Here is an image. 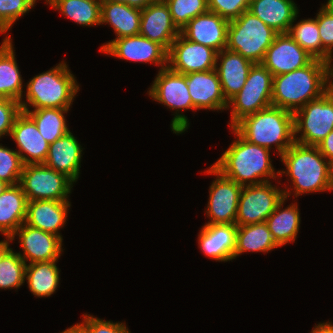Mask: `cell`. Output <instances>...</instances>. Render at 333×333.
<instances>
[{"instance_id":"cell-1","label":"cell","mask_w":333,"mask_h":333,"mask_svg":"<svg viewBox=\"0 0 333 333\" xmlns=\"http://www.w3.org/2000/svg\"><path fill=\"white\" fill-rule=\"evenodd\" d=\"M331 79L333 64L313 59L302 68L273 76L271 104L294 113L326 93L333 86Z\"/></svg>"},{"instance_id":"cell-2","label":"cell","mask_w":333,"mask_h":333,"mask_svg":"<svg viewBox=\"0 0 333 333\" xmlns=\"http://www.w3.org/2000/svg\"><path fill=\"white\" fill-rule=\"evenodd\" d=\"M232 132L237 140L232 142L212 166L241 186L270 182V178L276 180L279 170L276 173L272 166L270 149L249 143L233 128Z\"/></svg>"},{"instance_id":"cell-3","label":"cell","mask_w":333,"mask_h":333,"mask_svg":"<svg viewBox=\"0 0 333 333\" xmlns=\"http://www.w3.org/2000/svg\"><path fill=\"white\" fill-rule=\"evenodd\" d=\"M286 174L292 181L294 196L333 190V165L321 154L317 146L294 142L281 156Z\"/></svg>"},{"instance_id":"cell-4","label":"cell","mask_w":333,"mask_h":333,"mask_svg":"<svg viewBox=\"0 0 333 333\" xmlns=\"http://www.w3.org/2000/svg\"><path fill=\"white\" fill-rule=\"evenodd\" d=\"M232 128L251 144L270 150L274 144L278 156L295 142L293 112L280 107L270 106L245 116Z\"/></svg>"},{"instance_id":"cell-5","label":"cell","mask_w":333,"mask_h":333,"mask_svg":"<svg viewBox=\"0 0 333 333\" xmlns=\"http://www.w3.org/2000/svg\"><path fill=\"white\" fill-rule=\"evenodd\" d=\"M26 87V101H20L22 110H29L31 106L34 109H70L80 90L77 80L64 61L34 76Z\"/></svg>"},{"instance_id":"cell-6","label":"cell","mask_w":333,"mask_h":333,"mask_svg":"<svg viewBox=\"0 0 333 333\" xmlns=\"http://www.w3.org/2000/svg\"><path fill=\"white\" fill-rule=\"evenodd\" d=\"M277 34L250 11H245L229 21L226 49L239 53L254 64L261 63Z\"/></svg>"},{"instance_id":"cell-7","label":"cell","mask_w":333,"mask_h":333,"mask_svg":"<svg viewBox=\"0 0 333 333\" xmlns=\"http://www.w3.org/2000/svg\"><path fill=\"white\" fill-rule=\"evenodd\" d=\"M155 77L148 95L160 104L175 110L171 130L175 134L184 133L190 123L187 116L180 114V111L196 110L189 94L186 75L175 72L167 66L159 69Z\"/></svg>"},{"instance_id":"cell-8","label":"cell","mask_w":333,"mask_h":333,"mask_svg":"<svg viewBox=\"0 0 333 333\" xmlns=\"http://www.w3.org/2000/svg\"><path fill=\"white\" fill-rule=\"evenodd\" d=\"M293 115L295 142L317 146L333 130V86L321 97L296 110Z\"/></svg>"},{"instance_id":"cell-9","label":"cell","mask_w":333,"mask_h":333,"mask_svg":"<svg viewBox=\"0 0 333 333\" xmlns=\"http://www.w3.org/2000/svg\"><path fill=\"white\" fill-rule=\"evenodd\" d=\"M272 73L261 63L250 68L243 88L228 101L232 128L243 117L272 106Z\"/></svg>"},{"instance_id":"cell-10","label":"cell","mask_w":333,"mask_h":333,"mask_svg":"<svg viewBox=\"0 0 333 333\" xmlns=\"http://www.w3.org/2000/svg\"><path fill=\"white\" fill-rule=\"evenodd\" d=\"M279 189L271 182L243 186L235 224L245 226L266 222L277 205L291 195V188Z\"/></svg>"},{"instance_id":"cell-11","label":"cell","mask_w":333,"mask_h":333,"mask_svg":"<svg viewBox=\"0 0 333 333\" xmlns=\"http://www.w3.org/2000/svg\"><path fill=\"white\" fill-rule=\"evenodd\" d=\"M74 182L65 174L49 168L45 164L24 165L19 185L32 200L69 201Z\"/></svg>"},{"instance_id":"cell-12","label":"cell","mask_w":333,"mask_h":333,"mask_svg":"<svg viewBox=\"0 0 333 333\" xmlns=\"http://www.w3.org/2000/svg\"><path fill=\"white\" fill-rule=\"evenodd\" d=\"M204 173L216 176L209 188L205 212L210 220L206 224H235L243 186L223 176L212 165Z\"/></svg>"},{"instance_id":"cell-13","label":"cell","mask_w":333,"mask_h":333,"mask_svg":"<svg viewBox=\"0 0 333 333\" xmlns=\"http://www.w3.org/2000/svg\"><path fill=\"white\" fill-rule=\"evenodd\" d=\"M217 51L186 39L181 33L168 51V67L181 74L215 69Z\"/></svg>"},{"instance_id":"cell-14","label":"cell","mask_w":333,"mask_h":333,"mask_svg":"<svg viewBox=\"0 0 333 333\" xmlns=\"http://www.w3.org/2000/svg\"><path fill=\"white\" fill-rule=\"evenodd\" d=\"M100 51L122 60L154 63L161 66L160 69L168 65V51L141 35L113 39L103 44Z\"/></svg>"},{"instance_id":"cell-15","label":"cell","mask_w":333,"mask_h":333,"mask_svg":"<svg viewBox=\"0 0 333 333\" xmlns=\"http://www.w3.org/2000/svg\"><path fill=\"white\" fill-rule=\"evenodd\" d=\"M19 239L23 254L18 255L29 264L43 261L58 260L61 256L62 240L59 236L45 232L23 223L12 235L11 240Z\"/></svg>"},{"instance_id":"cell-16","label":"cell","mask_w":333,"mask_h":333,"mask_svg":"<svg viewBox=\"0 0 333 333\" xmlns=\"http://www.w3.org/2000/svg\"><path fill=\"white\" fill-rule=\"evenodd\" d=\"M313 59L288 33H280L268 47L261 64L276 76L302 68Z\"/></svg>"},{"instance_id":"cell-17","label":"cell","mask_w":333,"mask_h":333,"mask_svg":"<svg viewBox=\"0 0 333 333\" xmlns=\"http://www.w3.org/2000/svg\"><path fill=\"white\" fill-rule=\"evenodd\" d=\"M10 137L15 141L24 165L44 164L49 143L42 137L34 120L24 111L16 118ZM24 153V154H23Z\"/></svg>"},{"instance_id":"cell-18","label":"cell","mask_w":333,"mask_h":333,"mask_svg":"<svg viewBox=\"0 0 333 333\" xmlns=\"http://www.w3.org/2000/svg\"><path fill=\"white\" fill-rule=\"evenodd\" d=\"M179 34L180 30L173 23L170 10L164 0L152 2L141 10L139 35L162 45L169 51Z\"/></svg>"},{"instance_id":"cell-19","label":"cell","mask_w":333,"mask_h":333,"mask_svg":"<svg viewBox=\"0 0 333 333\" xmlns=\"http://www.w3.org/2000/svg\"><path fill=\"white\" fill-rule=\"evenodd\" d=\"M228 25L229 20L208 11L191 19L180 33L192 42L220 52L226 49Z\"/></svg>"},{"instance_id":"cell-20","label":"cell","mask_w":333,"mask_h":333,"mask_svg":"<svg viewBox=\"0 0 333 333\" xmlns=\"http://www.w3.org/2000/svg\"><path fill=\"white\" fill-rule=\"evenodd\" d=\"M186 75L187 87L196 110H225L228 101L225 99L221 82L215 69L193 72Z\"/></svg>"},{"instance_id":"cell-21","label":"cell","mask_w":333,"mask_h":333,"mask_svg":"<svg viewBox=\"0 0 333 333\" xmlns=\"http://www.w3.org/2000/svg\"><path fill=\"white\" fill-rule=\"evenodd\" d=\"M236 232V224H204L198 235V247L212 260L231 261L234 259Z\"/></svg>"},{"instance_id":"cell-22","label":"cell","mask_w":333,"mask_h":333,"mask_svg":"<svg viewBox=\"0 0 333 333\" xmlns=\"http://www.w3.org/2000/svg\"><path fill=\"white\" fill-rule=\"evenodd\" d=\"M83 148L70 131L49 144L44 164L57 172L65 174L76 183L81 168Z\"/></svg>"},{"instance_id":"cell-23","label":"cell","mask_w":333,"mask_h":333,"mask_svg":"<svg viewBox=\"0 0 333 333\" xmlns=\"http://www.w3.org/2000/svg\"><path fill=\"white\" fill-rule=\"evenodd\" d=\"M219 59L220 63H216L215 70L221 82L223 95L229 101L243 88L254 63L228 49L217 53V62Z\"/></svg>"},{"instance_id":"cell-24","label":"cell","mask_w":333,"mask_h":333,"mask_svg":"<svg viewBox=\"0 0 333 333\" xmlns=\"http://www.w3.org/2000/svg\"><path fill=\"white\" fill-rule=\"evenodd\" d=\"M69 201L32 200L28 201L25 224L52 233L62 239L58 232L68 217Z\"/></svg>"},{"instance_id":"cell-25","label":"cell","mask_w":333,"mask_h":333,"mask_svg":"<svg viewBox=\"0 0 333 333\" xmlns=\"http://www.w3.org/2000/svg\"><path fill=\"white\" fill-rule=\"evenodd\" d=\"M248 11L278 34L288 33L299 14L293 0H251Z\"/></svg>"},{"instance_id":"cell-26","label":"cell","mask_w":333,"mask_h":333,"mask_svg":"<svg viewBox=\"0 0 333 333\" xmlns=\"http://www.w3.org/2000/svg\"><path fill=\"white\" fill-rule=\"evenodd\" d=\"M27 196L22 187L10 185L0 196V232L11 238L15 231L25 223Z\"/></svg>"},{"instance_id":"cell-27","label":"cell","mask_w":333,"mask_h":333,"mask_svg":"<svg viewBox=\"0 0 333 333\" xmlns=\"http://www.w3.org/2000/svg\"><path fill=\"white\" fill-rule=\"evenodd\" d=\"M10 35L3 39L0 46V98L23 99V80L19 71Z\"/></svg>"},{"instance_id":"cell-28","label":"cell","mask_w":333,"mask_h":333,"mask_svg":"<svg viewBox=\"0 0 333 333\" xmlns=\"http://www.w3.org/2000/svg\"><path fill=\"white\" fill-rule=\"evenodd\" d=\"M113 27L116 38L139 35L141 10L124 3L101 2V25Z\"/></svg>"},{"instance_id":"cell-29","label":"cell","mask_w":333,"mask_h":333,"mask_svg":"<svg viewBox=\"0 0 333 333\" xmlns=\"http://www.w3.org/2000/svg\"><path fill=\"white\" fill-rule=\"evenodd\" d=\"M284 198L266 220L273 240L281 247L289 242H295L300 228V211L297 203H292L283 208Z\"/></svg>"},{"instance_id":"cell-30","label":"cell","mask_w":333,"mask_h":333,"mask_svg":"<svg viewBox=\"0 0 333 333\" xmlns=\"http://www.w3.org/2000/svg\"><path fill=\"white\" fill-rule=\"evenodd\" d=\"M57 261L26 264L25 281L28 280V288L35 297H49L56 292L60 282Z\"/></svg>"},{"instance_id":"cell-31","label":"cell","mask_w":333,"mask_h":333,"mask_svg":"<svg viewBox=\"0 0 333 333\" xmlns=\"http://www.w3.org/2000/svg\"><path fill=\"white\" fill-rule=\"evenodd\" d=\"M279 246L266 222L237 226L234 259L244 252H269Z\"/></svg>"},{"instance_id":"cell-32","label":"cell","mask_w":333,"mask_h":333,"mask_svg":"<svg viewBox=\"0 0 333 333\" xmlns=\"http://www.w3.org/2000/svg\"><path fill=\"white\" fill-rule=\"evenodd\" d=\"M45 3L79 25H101L100 0H46Z\"/></svg>"},{"instance_id":"cell-33","label":"cell","mask_w":333,"mask_h":333,"mask_svg":"<svg viewBox=\"0 0 333 333\" xmlns=\"http://www.w3.org/2000/svg\"><path fill=\"white\" fill-rule=\"evenodd\" d=\"M69 110L41 108L22 111L26 112L34 120L42 137L51 144L70 131L66 123V116H64Z\"/></svg>"},{"instance_id":"cell-34","label":"cell","mask_w":333,"mask_h":333,"mask_svg":"<svg viewBox=\"0 0 333 333\" xmlns=\"http://www.w3.org/2000/svg\"><path fill=\"white\" fill-rule=\"evenodd\" d=\"M288 34L314 59L322 60V42L316 18L292 23Z\"/></svg>"},{"instance_id":"cell-35","label":"cell","mask_w":333,"mask_h":333,"mask_svg":"<svg viewBox=\"0 0 333 333\" xmlns=\"http://www.w3.org/2000/svg\"><path fill=\"white\" fill-rule=\"evenodd\" d=\"M26 262L12 249L0 262V289H19L25 283Z\"/></svg>"},{"instance_id":"cell-36","label":"cell","mask_w":333,"mask_h":333,"mask_svg":"<svg viewBox=\"0 0 333 333\" xmlns=\"http://www.w3.org/2000/svg\"><path fill=\"white\" fill-rule=\"evenodd\" d=\"M172 21L181 30L191 19L209 11L208 0H164Z\"/></svg>"},{"instance_id":"cell-37","label":"cell","mask_w":333,"mask_h":333,"mask_svg":"<svg viewBox=\"0 0 333 333\" xmlns=\"http://www.w3.org/2000/svg\"><path fill=\"white\" fill-rule=\"evenodd\" d=\"M315 18L322 42V61L331 64L333 59V9L324 4Z\"/></svg>"},{"instance_id":"cell-38","label":"cell","mask_w":333,"mask_h":333,"mask_svg":"<svg viewBox=\"0 0 333 333\" xmlns=\"http://www.w3.org/2000/svg\"><path fill=\"white\" fill-rule=\"evenodd\" d=\"M20 154L0 144V180L10 185L19 184L23 170Z\"/></svg>"},{"instance_id":"cell-39","label":"cell","mask_w":333,"mask_h":333,"mask_svg":"<svg viewBox=\"0 0 333 333\" xmlns=\"http://www.w3.org/2000/svg\"><path fill=\"white\" fill-rule=\"evenodd\" d=\"M33 7L25 0H0V33H6Z\"/></svg>"},{"instance_id":"cell-40","label":"cell","mask_w":333,"mask_h":333,"mask_svg":"<svg viewBox=\"0 0 333 333\" xmlns=\"http://www.w3.org/2000/svg\"><path fill=\"white\" fill-rule=\"evenodd\" d=\"M251 0H208L210 12L217 13L227 20L238 18L243 12L248 11Z\"/></svg>"},{"instance_id":"cell-41","label":"cell","mask_w":333,"mask_h":333,"mask_svg":"<svg viewBox=\"0 0 333 333\" xmlns=\"http://www.w3.org/2000/svg\"><path fill=\"white\" fill-rule=\"evenodd\" d=\"M82 323L77 325L85 333H131L125 323L105 321L89 314H83Z\"/></svg>"},{"instance_id":"cell-42","label":"cell","mask_w":333,"mask_h":333,"mask_svg":"<svg viewBox=\"0 0 333 333\" xmlns=\"http://www.w3.org/2000/svg\"><path fill=\"white\" fill-rule=\"evenodd\" d=\"M22 112L21 105L14 99L0 98V138L10 136L17 116Z\"/></svg>"},{"instance_id":"cell-43","label":"cell","mask_w":333,"mask_h":333,"mask_svg":"<svg viewBox=\"0 0 333 333\" xmlns=\"http://www.w3.org/2000/svg\"><path fill=\"white\" fill-rule=\"evenodd\" d=\"M321 154L333 165V130L317 145Z\"/></svg>"},{"instance_id":"cell-44","label":"cell","mask_w":333,"mask_h":333,"mask_svg":"<svg viewBox=\"0 0 333 333\" xmlns=\"http://www.w3.org/2000/svg\"><path fill=\"white\" fill-rule=\"evenodd\" d=\"M310 333H333L332 322L318 323Z\"/></svg>"},{"instance_id":"cell-45","label":"cell","mask_w":333,"mask_h":333,"mask_svg":"<svg viewBox=\"0 0 333 333\" xmlns=\"http://www.w3.org/2000/svg\"><path fill=\"white\" fill-rule=\"evenodd\" d=\"M157 0H126V4L130 7L138 8L140 10L147 7L150 3L155 2Z\"/></svg>"},{"instance_id":"cell-46","label":"cell","mask_w":333,"mask_h":333,"mask_svg":"<svg viewBox=\"0 0 333 333\" xmlns=\"http://www.w3.org/2000/svg\"><path fill=\"white\" fill-rule=\"evenodd\" d=\"M6 239V240H5ZM3 241H0V262L3 260L4 256L12 249L9 247L11 238L6 237Z\"/></svg>"},{"instance_id":"cell-47","label":"cell","mask_w":333,"mask_h":333,"mask_svg":"<svg viewBox=\"0 0 333 333\" xmlns=\"http://www.w3.org/2000/svg\"><path fill=\"white\" fill-rule=\"evenodd\" d=\"M60 333H85L77 324L65 329Z\"/></svg>"},{"instance_id":"cell-48","label":"cell","mask_w":333,"mask_h":333,"mask_svg":"<svg viewBox=\"0 0 333 333\" xmlns=\"http://www.w3.org/2000/svg\"><path fill=\"white\" fill-rule=\"evenodd\" d=\"M9 186L10 184H8L7 182L0 180V196L5 190L8 189Z\"/></svg>"},{"instance_id":"cell-49","label":"cell","mask_w":333,"mask_h":333,"mask_svg":"<svg viewBox=\"0 0 333 333\" xmlns=\"http://www.w3.org/2000/svg\"><path fill=\"white\" fill-rule=\"evenodd\" d=\"M101 2H115V3H124L126 4V0H100Z\"/></svg>"},{"instance_id":"cell-50","label":"cell","mask_w":333,"mask_h":333,"mask_svg":"<svg viewBox=\"0 0 333 333\" xmlns=\"http://www.w3.org/2000/svg\"><path fill=\"white\" fill-rule=\"evenodd\" d=\"M27 1L32 7H35V3L37 2V0H25Z\"/></svg>"},{"instance_id":"cell-51","label":"cell","mask_w":333,"mask_h":333,"mask_svg":"<svg viewBox=\"0 0 333 333\" xmlns=\"http://www.w3.org/2000/svg\"><path fill=\"white\" fill-rule=\"evenodd\" d=\"M326 5L333 9V0H328Z\"/></svg>"}]
</instances>
